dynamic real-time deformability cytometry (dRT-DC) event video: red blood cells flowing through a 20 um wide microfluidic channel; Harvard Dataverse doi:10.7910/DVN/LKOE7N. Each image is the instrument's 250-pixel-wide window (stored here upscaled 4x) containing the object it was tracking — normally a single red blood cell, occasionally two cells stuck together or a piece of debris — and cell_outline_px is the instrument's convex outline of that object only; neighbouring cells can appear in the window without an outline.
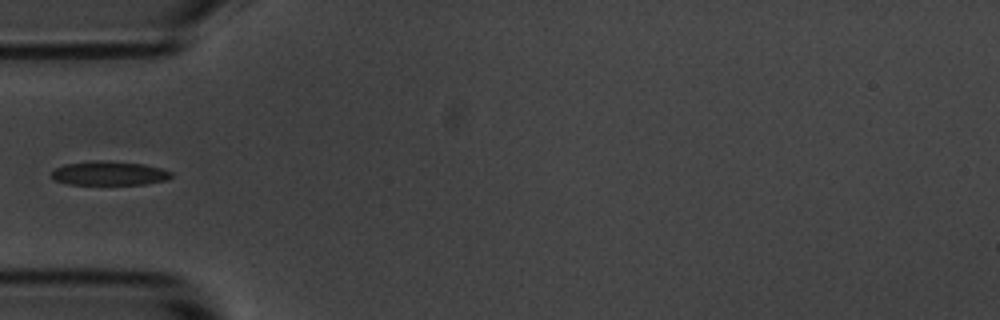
{"species": "common noctule bat (a hibernating species)", "species_latin": "Nyctalus noctula", "temperature_condition": "room temperature", "stored_images_in_passage": 6, "segment_of_instrument_passage": [2, 2], "camera_frame_rate_fps": 3000, "um_per_image_px": 0.085, "animal": {"sex": "male", "body_mass_g": 20.1, "forearm_length_mm": 53.5}, "frame": {"image": 1, "passage_image": 5, "time_ms": 4.667, "image_size_px": [1000, 320], "cell_outline_px": [[172, 176], [164, 180], [144, 184], [68, 184], [56, 180], [52, 176], [52, 172], [56, 168], [64, 164], [100, 160], [144, 164], [160, 168], [172, 172]], "centroid_in_image_um": [9.28, 14.72], "position_along_channel_um": 75.7, "area_um2": 16.47}}